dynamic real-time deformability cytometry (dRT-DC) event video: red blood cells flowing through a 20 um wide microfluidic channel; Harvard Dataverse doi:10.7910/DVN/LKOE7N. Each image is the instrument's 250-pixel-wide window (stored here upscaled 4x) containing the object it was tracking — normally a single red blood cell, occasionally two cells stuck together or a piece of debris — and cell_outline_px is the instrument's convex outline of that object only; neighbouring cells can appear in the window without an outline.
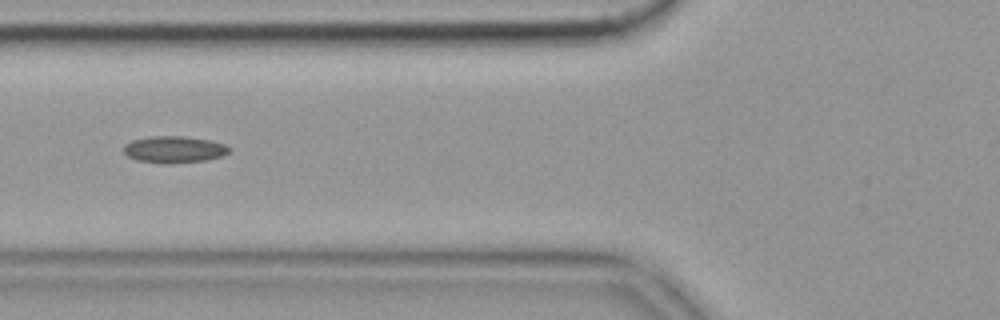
{"species": "common noctule bat (a hibernating species)", "species_latin": "Nyctalus noctula", "temperature_condition": "cold", "stored_images_in_passage": 42, "camera_frame_rate_fps": 3000, "um_per_image_px": 0.085, "animal": {"sex": "female", "body_mass_g": 19.9}, "frame": {"image": 1, "passage_image": 7, "time_ms": 2.0, "image_size_px": [1000, 320], "cell_outline_px": [[232, 148], [228, 152], [220, 156], [204, 160], [172, 164], [160, 164], [136, 160], [128, 156], [124, 152], [124, 144], [132, 140], [148, 136], [184, 136], [208, 140], [224, 144]], "centroid_in_image_um": [14.76, 12.71], "position_along_channel_um": 111.0, "area_um2": 16.53}}